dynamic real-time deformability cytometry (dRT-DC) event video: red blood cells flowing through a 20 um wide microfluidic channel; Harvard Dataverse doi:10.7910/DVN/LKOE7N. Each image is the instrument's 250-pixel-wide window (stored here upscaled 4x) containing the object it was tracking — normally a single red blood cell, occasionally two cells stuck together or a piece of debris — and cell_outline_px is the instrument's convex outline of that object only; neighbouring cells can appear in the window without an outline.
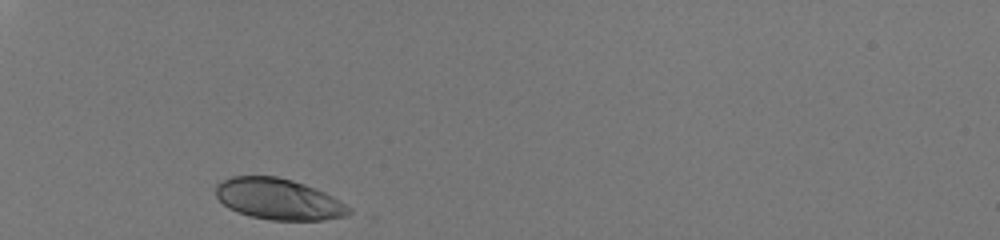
{"species": "human", "species_latin": "Homo sapiens", "temperature_condition": "room temperature", "stored_images_in_passage": 28, "camera_frame_rate_fps": 3000, "um_per_image_px": 0.085, "donor": {"sex": "male"}, "frame": {"image": 1, "passage_image": 1, "time_ms": 0.0, "image_size_px": [1000, 240], "cell_outline_px": [[352, 212], [344, 216], [324, 220], [268, 220], [252, 216], [228, 208], [216, 196], [216, 184], [232, 176], [276, 176], [292, 180], [304, 184], [324, 192], [332, 196], [352, 208]], "centroid_in_image_um": [23.68, 16.93], "position_along_channel_um": 61.3, "area_um2": 31.67}}
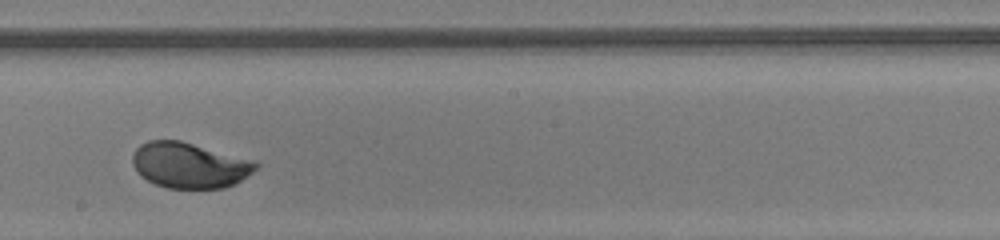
{"frame": {"image": 2, "passage_image": 16, "time_ms": 5.0, "image_size_px": [1000, 240], "cell_outline_px": [[260, 164], [252, 172], [236, 184], [224, 188], [168, 188], [156, 184], [140, 176], [136, 172], [132, 164], [132, 156], [136, 148], [140, 144], [148, 140], [180, 140], [256, 160]], "centroid_in_image_um": [16.11, 14.04], "position_along_channel_um": 232.1, "area_um2": 33.06}}
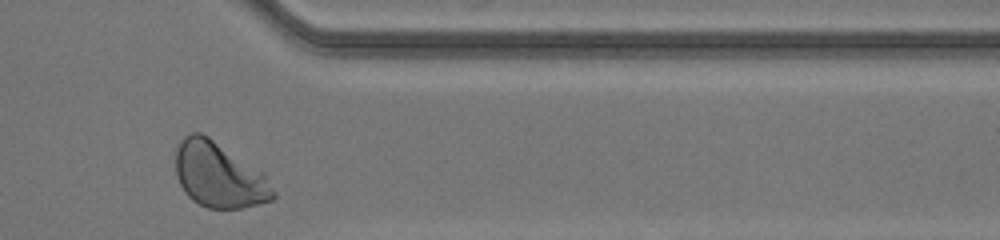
{"frame": {"image": 3, "passage_image": 28, "time_ms": 9.0, "image_size_px": [1000, 240], "cell_outline_px": [[276, 196], [272, 200], [240, 208], [208, 208], [192, 200], [184, 192], [176, 176], [176, 148], [180, 140], [184, 136], [192, 132], [200, 132], [208, 136], [264, 172], [276, 192]], "centroid_in_image_um": [18.61, 14.87], "position_along_channel_um": 392.8, "area_um2": 37.17}, "authors_computed_cell_mechanics": {"area_um2": 32.8015, "velocity_mm_per_s": 4.0436, "shape_relaxation_time_tau1_ms": 1.9174, "shape_relaxation_time_tau2_ms": null, "deformation_change_tau1": 0.1407, "deformation_change_tau2": null}}